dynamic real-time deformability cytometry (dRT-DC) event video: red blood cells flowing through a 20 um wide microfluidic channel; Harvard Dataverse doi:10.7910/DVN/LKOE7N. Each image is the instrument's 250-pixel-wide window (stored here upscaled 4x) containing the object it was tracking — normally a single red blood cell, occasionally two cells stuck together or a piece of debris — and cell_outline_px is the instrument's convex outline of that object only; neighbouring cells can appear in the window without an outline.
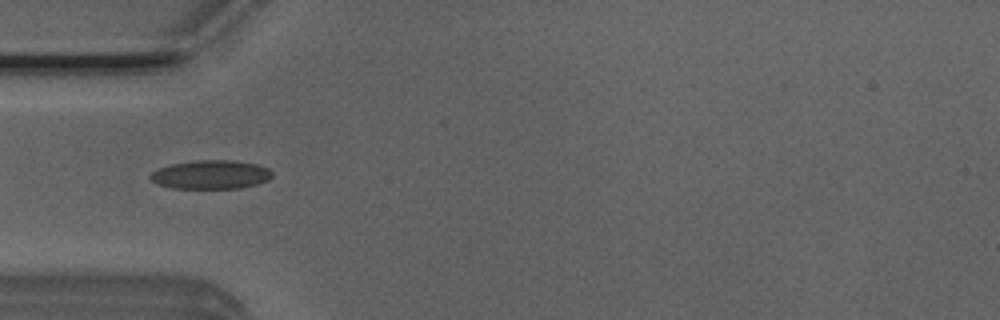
{"species": "Egyptian fruit bat (a non-hibernating species)", "species_latin": "Rousettus aegyptiacus", "temperature_condition": "room temperature", "stored_images_in_passage": 25, "camera_frame_rate_fps": 3000, "um_per_image_px": 0.085, "animal": {"sex": "male"}, "frame": {"image": 1, "passage_image": 1, "time_ms": 0.0, "image_size_px": [1000, 320], "cell_outline_px": [[272, 176], [268, 180], [256, 184], [240, 188], [172, 188], [156, 184], [148, 176], [152, 172], [160, 168], [172, 164], [196, 160], [232, 160], [256, 164], [268, 168], [272, 172]], "centroid_in_image_um": [17.92, 14.84], "position_along_channel_um": 67.1, "area_um2": 20.35}}
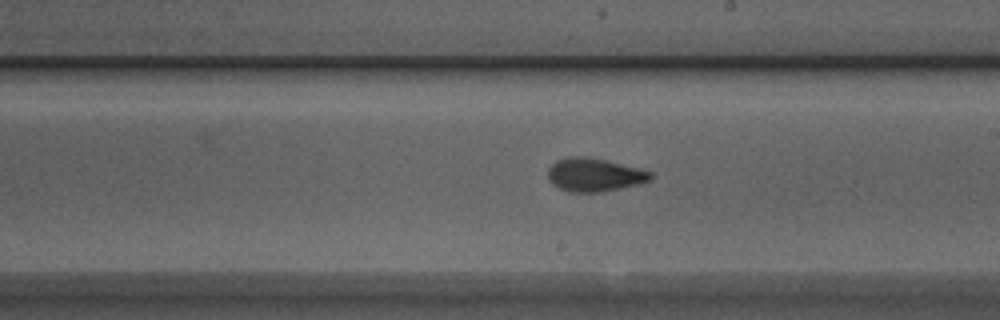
{"frame": {"image": 2, "passage_image": 14, "time_ms": 4.333, "image_size_px": [1000, 320], "cell_outline_px": [[652, 176], [648, 180], [640, 184], [600, 192], [568, 192], [552, 184], [548, 180], [548, 168], [556, 160], [568, 156], [588, 156], [640, 168], [652, 172]], "centroid_in_image_um": [50.49, 14.85], "position_along_channel_um": 238.5, "area_um2": 20.06}}
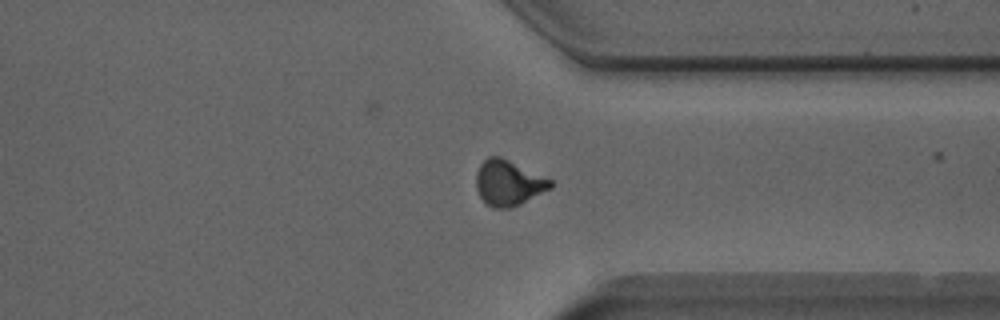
{"frame": {"image": 3, "passage_image": 24, "time_ms": 7.667, "image_size_px": [1000, 320], "cell_outline_px": [[552, 188], [512, 208], [492, 208], [480, 196], [476, 188], [476, 172], [480, 164], [488, 156], [500, 156], [552, 180]], "centroid_in_image_um": [43.2, 15.55], "position_along_channel_um": 368.2, "area_um2": 19.59}}